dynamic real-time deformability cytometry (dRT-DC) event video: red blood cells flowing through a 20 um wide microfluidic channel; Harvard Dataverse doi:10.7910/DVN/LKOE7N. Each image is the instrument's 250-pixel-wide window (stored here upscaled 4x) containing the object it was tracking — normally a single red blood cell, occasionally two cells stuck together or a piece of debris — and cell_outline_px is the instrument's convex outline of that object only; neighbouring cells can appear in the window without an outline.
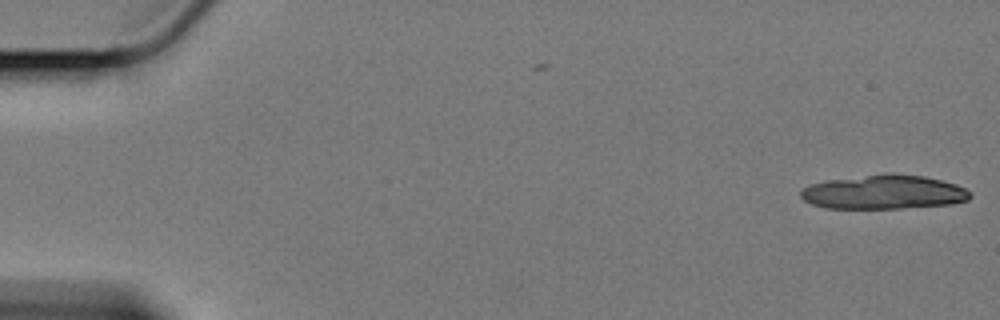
{"species": "Egyptian fruit bat (a non-hibernating species)", "species_latin": "Rousettus aegyptiacus", "temperature_condition": "cold", "stored_images_in_passage": 6, "camera_frame_rate_fps": 3000, "um_per_image_px": 0.085, "animal": {"sex": "female"}, "frame": {"image": 1, "passage_image": 6, "time_ms": 1.667, "image_size_px": [1000, 320], "cell_outline_px": [[972, 196], [968, 200], [948, 204], [900, 208], [828, 208], [812, 204], [804, 200], [800, 196], [800, 192], [808, 184], [828, 180], [884, 172], [892, 172], [924, 176], [956, 184], [964, 188]], "centroid_in_image_um": [75.09, 16.31], "position_along_channel_um": 9.9, "area_um2": 33.76}}